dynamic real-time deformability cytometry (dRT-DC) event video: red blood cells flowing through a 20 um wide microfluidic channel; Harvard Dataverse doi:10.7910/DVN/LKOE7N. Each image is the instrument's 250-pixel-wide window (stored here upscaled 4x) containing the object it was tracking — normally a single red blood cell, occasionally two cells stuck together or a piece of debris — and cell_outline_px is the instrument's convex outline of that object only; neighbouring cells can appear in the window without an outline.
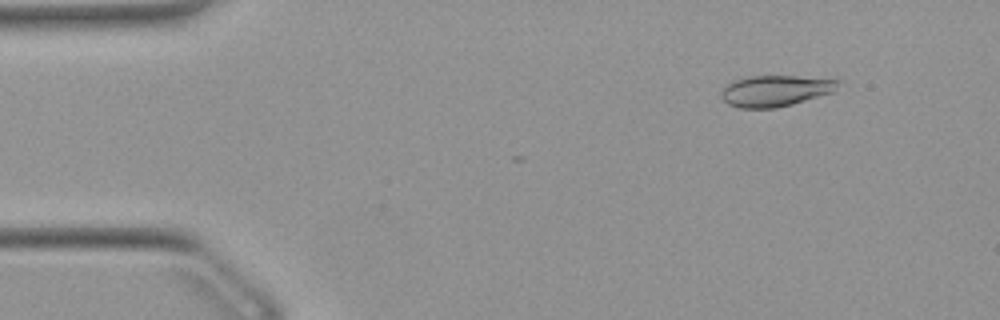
{"species": "Egyptian fruit bat (a non-hibernating species)", "species_latin": "Rousettus aegyptiacus", "temperature_condition": "warm", "stored_images_in_passage": 40, "camera_frame_rate_fps": 3000, "um_per_image_px": 0.085, "animal": {"sex": "female"}, "frame": {"image": 1, "passage_image": 6, "time_ms": 1.667, "image_size_px": [1000, 320], "cell_outline_px": [[840, 80], [832, 92], [792, 104], [776, 108], [740, 108], [728, 104], [720, 96], [720, 92], [732, 80], [748, 76], [836, 76]], "centroid_in_image_um": [65.95, 7.69], "position_along_channel_um": 19.0, "area_um2": 21.56}}
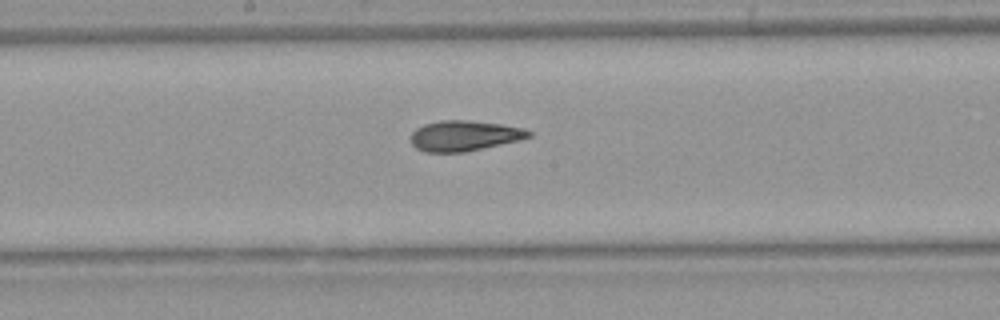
{"frame": {"image": 2, "passage_image": 27, "time_ms": 8.667, "image_size_px": [1000, 320], "cell_outline_px": [[532, 136], [520, 140], [464, 152], [424, 152], [416, 148], [412, 144], [412, 132], [416, 128], [424, 124], [440, 120], [468, 120], [500, 124], [524, 128], [532, 132]], "centroid_in_image_um": [39.47, 11.53], "position_along_channel_um": 208.7, "area_um2": 20.87}}
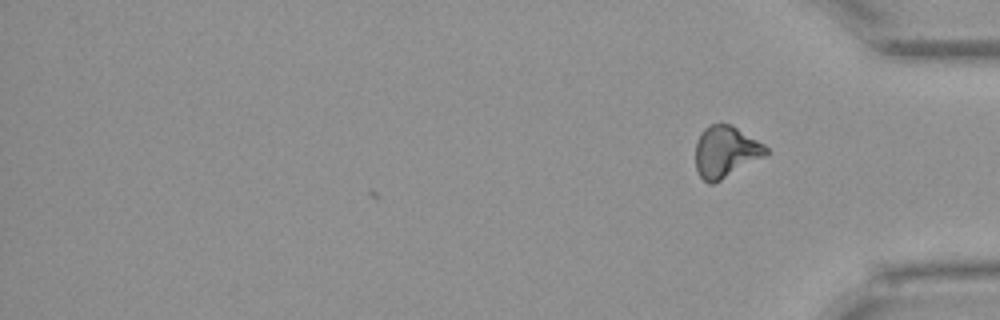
{"frame": {"image": 3, "passage_image": 40, "time_ms": 13.0, "image_size_px": [1000, 320], "cell_outline_px": [[768, 152], [764, 156], [720, 180], [712, 184], [708, 184], [700, 176], [696, 168], [696, 140], [700, 132], [708, 124], [720, 120], [732, 124], [764, 144], [768, 148]], "centroid_in_image_um": [61.65, 12.83], "position_along_channel_um": 373.6, "area_um2": 21.39}, "authors_computed_cell_mechanics": {"area_um2": 21.0103, "velocity_mm_per_s": 3.9177, "shape_relaxation_time_tau1_ms": 8.1774, "shape_relaxation_time_tau2_ms": 2.7428, "deformation_change_tau1": 0.1934, "deformation_change_tau2": 0.0868}}